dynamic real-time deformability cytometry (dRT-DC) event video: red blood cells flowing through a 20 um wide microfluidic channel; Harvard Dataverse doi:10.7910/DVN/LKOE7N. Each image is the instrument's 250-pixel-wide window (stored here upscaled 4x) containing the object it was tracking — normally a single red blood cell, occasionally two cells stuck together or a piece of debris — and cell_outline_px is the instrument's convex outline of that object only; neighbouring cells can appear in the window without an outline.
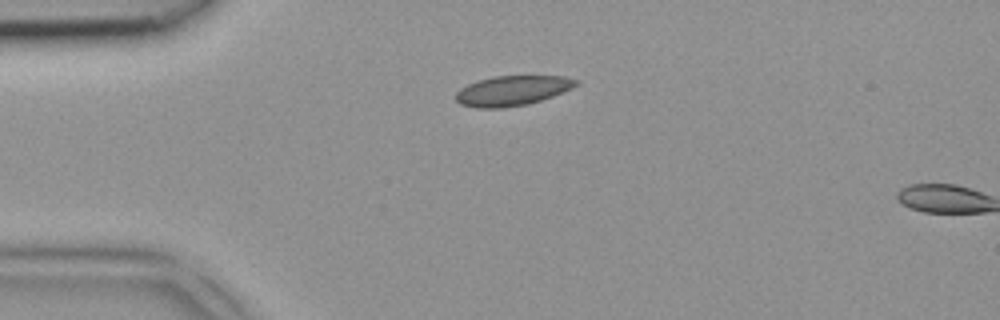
{"species": "common noctule bat (a hibernating species)", "species_latin": "Nyctalus noctula", "temperature_condition": "room temperature", "stored_images_in_passage": 2, "camera_frame_rate_fps": 3000, "um_per_image_px": 0.085, "animal": {"sex": "female", "body_mass_g": 18.4}, "frame": {"image": 1, "passage_image": 1, "time_ms": 0.0, "image_size_px": [1000, 320], "cell_outline_px": [[580, 84], [572, 88], [552, 96], [528, 104], [500, 108], [476, 108], [460, 104], [456, 100], [456, 92], [460, 88], [476, 80], [492, 76], [564, 76], [580, 80]], "centroid_in_image_um": [43.54, 7.7], "position_along_channel_um": 41.5, "area_um2": 21.1}}